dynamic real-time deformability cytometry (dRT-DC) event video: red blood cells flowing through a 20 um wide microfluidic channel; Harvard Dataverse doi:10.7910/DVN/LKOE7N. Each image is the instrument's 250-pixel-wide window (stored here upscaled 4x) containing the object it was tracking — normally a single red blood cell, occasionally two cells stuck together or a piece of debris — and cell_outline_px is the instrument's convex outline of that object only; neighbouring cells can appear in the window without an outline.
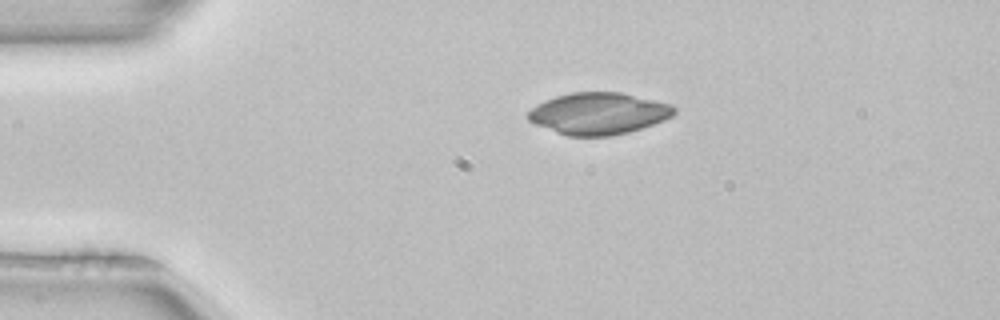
{"species": "common noctule bat (a hibernating species)", "species_latin": "Nyctalus noctula", "temperature_condition": "room temperature", "stored_images_in_passage": 2, "camera_frame_rate_fps": 3000, "um_per_image_px": 0.085, "animal": {"sex": "female", "body_mass_g": 22.7, "forearm_length_mm": 54.2}, "frame": {"image": 1, "passage_image": 1, "time_ms": 0.0, "image_size_px": [1000, 320], "cell_outline_px": [[676, 112], [672, 116], [664, 120], [628, 132], [612, 136], [568, 136], [556, 132], [536, 124], [528, 120], [528, 112], [536, 104], [544, 100], [556, 96], [572, 92], [620, 92], [672, 104], [676, 108]], "centroid_in_image_um": [50.88, 9.64], "position_along_channel_um": 34.1, "area_um2": 35.49}}